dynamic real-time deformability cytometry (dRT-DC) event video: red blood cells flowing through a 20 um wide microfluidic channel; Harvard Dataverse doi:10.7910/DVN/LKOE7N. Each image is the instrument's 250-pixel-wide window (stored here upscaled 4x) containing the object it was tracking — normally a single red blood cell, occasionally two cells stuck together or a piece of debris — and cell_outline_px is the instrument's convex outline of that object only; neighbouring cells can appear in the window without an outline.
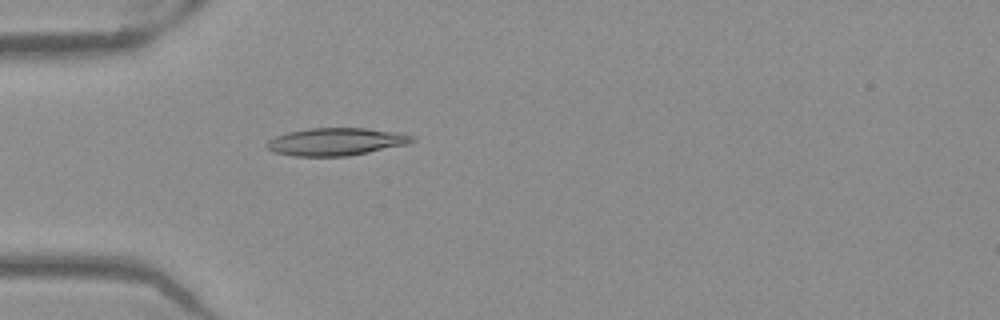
{"species": "Egyptian fruit bat (a non-hibernating species)", "species_latin": "Rousettus aegyptiacus", "temperature_condition": "warm", "stored_images_in_passage": 52, "camera_frame_rate_fps": 3000, "um_per_image_px": 0.085, "frame": {"image": 1, "passage_image": 16, "time_ms": 5.0, "image_size_px": [1000, 320], "cell_outline_px": [[416, 140], [408, 144], [348, 156], [292, 156], [272, 152], [264, 144], [268, 140], [276, 136], [288, 132], [308, 128], [368, 128], [396, 132], [416, 136]], "centroid_in_image_um": [28.55, 12.04], "position_along_channel_um": 56.4, "area_um2": 23.52}}
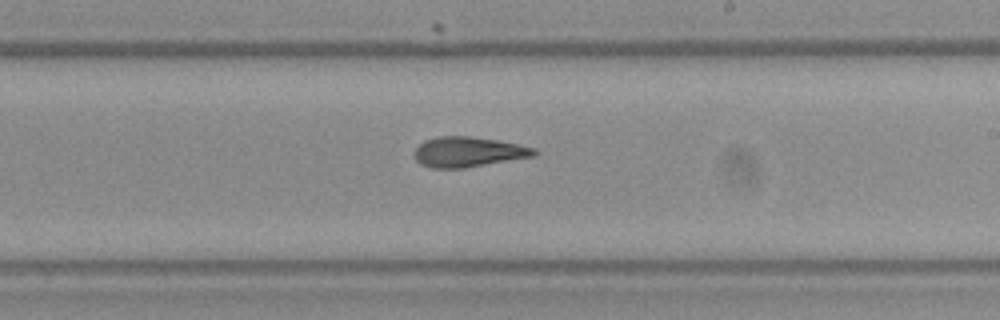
{"frame": {"image": 2, "passage_image": 31, "time_ms": 10.0, "image_size_px": [1000, 320], "cell_outline_px": [[540, 152], [536, 156], [464, 168], [432, 168], [420, 164], [416, 160], [412, 152], [424, 140], [440, 136], [468, 136], [496, 140], [536, 148]], "centroid_in_image_um": [39.8, 12.92], "position_along_channel_um": 249.2, "area_um2": 21.15}}
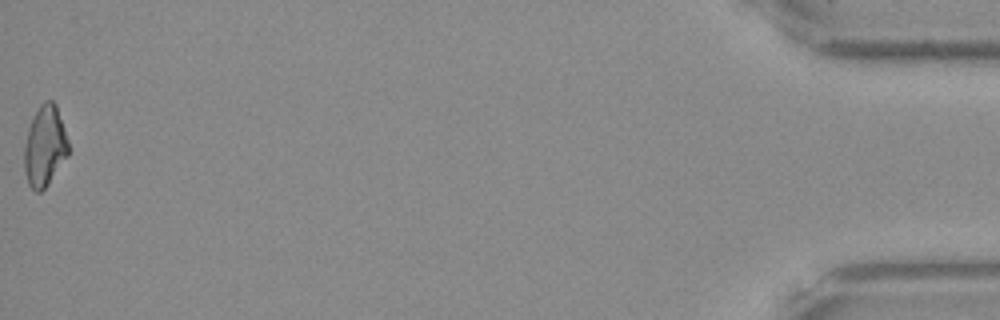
{"frame": {"image": 3, "passage_image": 52, "time_ms": 17.0, "image_size_px": [1000, 320], "cell_outline_px": [[68, 156], [48, 184], [40, 192], [36, 192], [28, 184], [24, 172], [24, 148], [28, 128], [40, 104], [44, 100], [52, 100], [56, 104], [68, 140]], "centroid_in_image_um": [3.8, 12.43], "position_along_channel_um": 431.4, "area_um2": 20.69}, "authors_computed_cell_mechanics": {"area_um2": 21.3571, "velocity_mm_per_s": 3.9732, "shape_relaxation_time_tau1_ms": null, "shape_relaxation_time_tau2_ms": 4.2647, "deformation_change_tau1": null, "deformation_change_tau2": 0.1258}}